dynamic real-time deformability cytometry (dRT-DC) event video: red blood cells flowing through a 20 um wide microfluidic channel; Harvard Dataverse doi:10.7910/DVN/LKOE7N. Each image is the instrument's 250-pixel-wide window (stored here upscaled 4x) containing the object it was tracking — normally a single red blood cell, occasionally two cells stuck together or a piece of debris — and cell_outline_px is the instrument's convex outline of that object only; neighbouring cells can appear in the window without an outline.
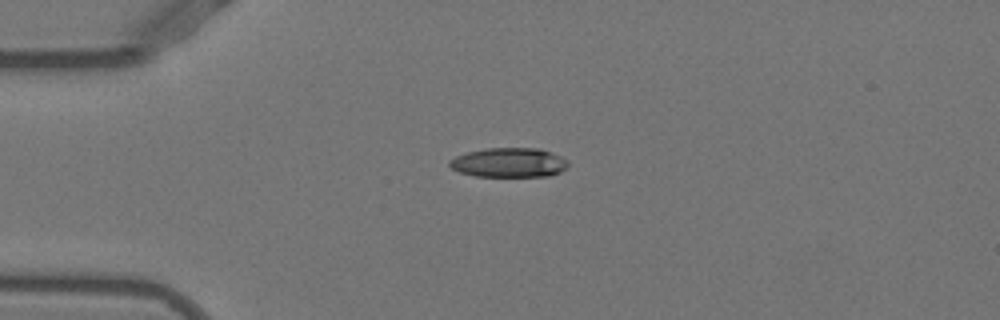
{"species": "Egyptian fruit bat (a non-hibernating species)", "species_latin": "Rousettus aegyptiacus", "temperature_condition": "warm", "stored_images_in_passage": 5, "camera_frame_rate_fps": 3000, "um_per_image_px": 0.085, "animal": {"sex": "female"}, "frame": {"image": 1, "passage_image": 1, "time_ms": 0.0, "image_size_px": [1000, 320], "cell_outline_px": [[568, 164], [560, 172], [548, 176], [476, 176], [460, 172], [452, 168], [448, 164], [448, 160], [456, 156], [468, 152], [488, 148], [540, 148], [552, 152], [568, 160]], "centroid_in_image_um": [43.27, 13.81], "position_along_channel_um": 41.7, "area_um2": 20.29}}